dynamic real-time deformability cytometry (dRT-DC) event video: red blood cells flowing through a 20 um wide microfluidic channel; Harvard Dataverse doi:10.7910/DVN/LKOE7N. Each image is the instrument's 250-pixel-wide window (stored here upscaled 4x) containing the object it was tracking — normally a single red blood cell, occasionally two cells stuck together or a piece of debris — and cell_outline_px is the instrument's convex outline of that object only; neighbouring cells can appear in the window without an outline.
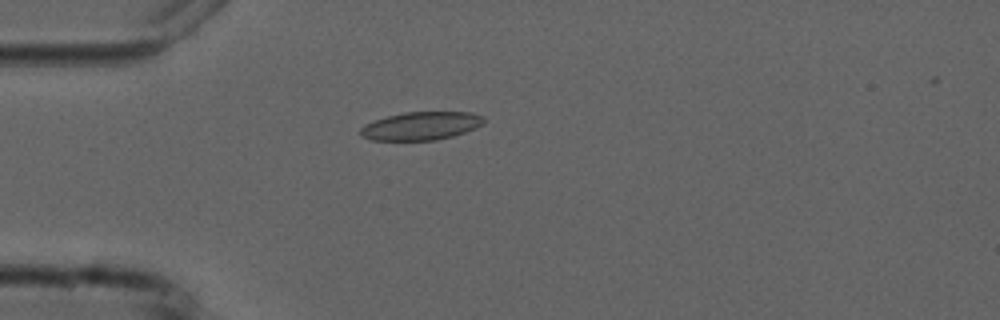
{"species": "common noctule bat (a hibernating species)", "species_latin": "Nyctalus noctula", "temperature_condition": "cold", "stored_images_in_passage": 5, "camera_frame_rate_fps": 3000, "um_per_image_px": 0.085, "animal": {"sex": "male", "forearm_length_mm": 52.5}, "frame": {"image": 1, "passage_image": 4, "time_ms": 3.667, "image_size_px": [1000, 320], "cell_outline_px": [[484, 124], [476, 128], [452, 136], [436, 140], [372, 140], [360, 136], [360, 128], [364, 124], [388, 116], [404, 112], [472, 112], [484, 116]], "centroid_in_image_um": [35.8, 10.7], "position_along_channel_um": 49.2, "area_um2": 20.29}}